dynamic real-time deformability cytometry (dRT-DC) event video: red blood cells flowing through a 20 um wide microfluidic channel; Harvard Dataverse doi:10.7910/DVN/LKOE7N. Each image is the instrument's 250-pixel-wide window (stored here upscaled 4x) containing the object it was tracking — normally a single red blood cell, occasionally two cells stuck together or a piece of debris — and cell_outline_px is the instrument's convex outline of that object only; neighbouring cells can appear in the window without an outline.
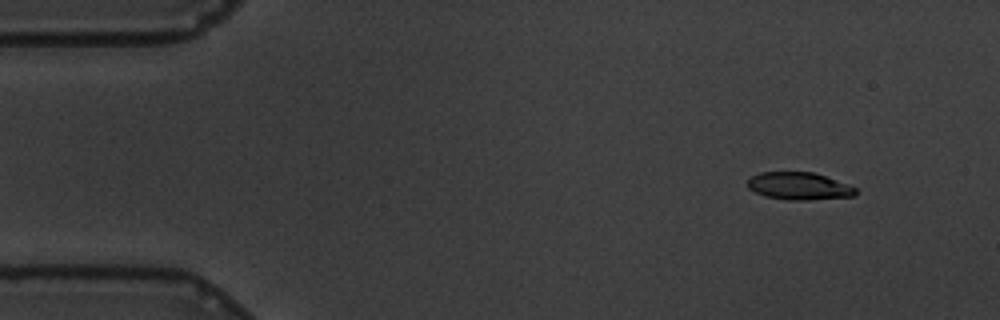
{"species": "common noctule bat (a hibernating species)", "species_latin": "Nyctalus noctula", "temperature_condition": "warm", "stored_images_in_passage": 57, "camera_frame_rate_fps": 3000, "um_per_image_px": 0.085, "animal": {"sex": "male", "body_mass_g": 19.5, "forearm_length_mm": 54.6}, "frame": {"image": 1, "passage_image": 5, "time_ms": 1.333, "image_size_px": [1000, 320], "cell_outline_px": [[860, 188], [856, 196], [808, 200], [784, 200], [764, 196], [748, 188], [748, 180], [752, 176], [760, 172], [812, 172]], "centroid_in_image_um": [67.96, 15.83], "position_along_channel_um": 17.0, "area_um2": 17.46}}
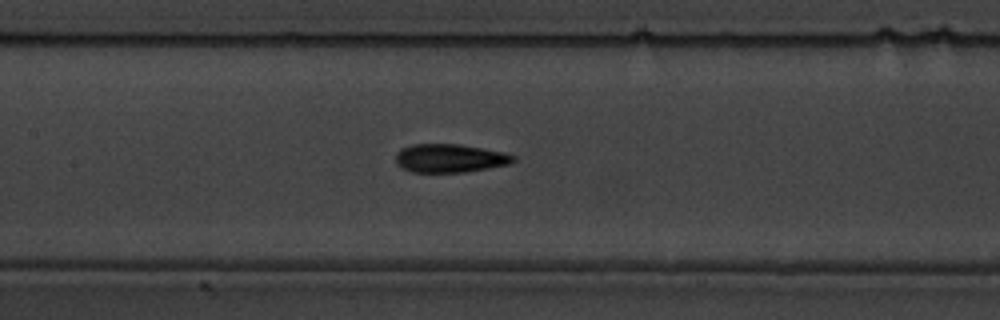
{"frame": {"image": 2, "passage_image": 26, "time_ms": 8.333, "image_size_px": [1000, 320], "cell_outline_px": [[516, 160], [508, 164], [488, 168], [464, 172], [412, 172], [400, 168], [396, 164], [396, 152], [400, 148], [412, 144], [460, 144], [504, 152], [516, 156]], "centroid_in_image_um": [38.2, 13.44], "position_along_channel_um": 169.2, "area_um2": 19.65}}
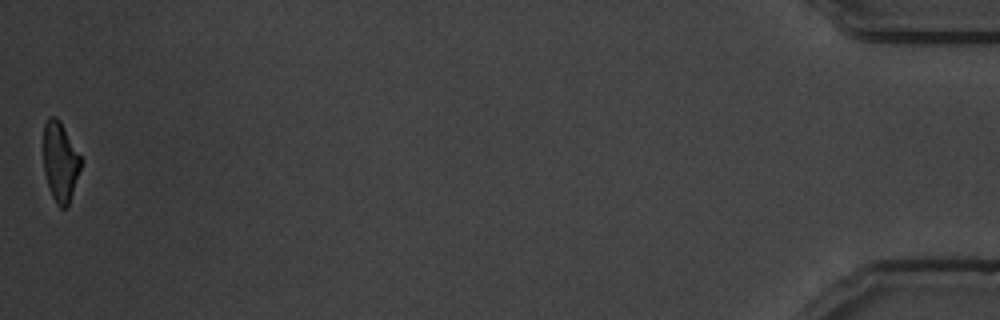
{"frame": {"image": 3, "passage_image": 57, "time_ms": 18.667, "image_size_px": [1000, 320], "cell_outline_px": [[84, 160], [68, 204], [64, 208], [60, 208], [56, 204], [52, 196], [44, 172], [44, 124], [48, 116], [56, 116], [60, 120]], "centroid_in_image_um": [5.14, 13.71], "position_along_channel_um": 430.1, "area_um2": 17.51}, "authors_computed_cell_mechanics": {"area_um2": 18.7272, "velocity_mm_per_s": 3.4857, "shape_relaxation_time_tau1_ms": 3.0231, "shape_relaxation_time_tau2_ms": 1.8739, "deformation_change_tau1": 0.1477, "deformation_change_tau2": 0.088}}